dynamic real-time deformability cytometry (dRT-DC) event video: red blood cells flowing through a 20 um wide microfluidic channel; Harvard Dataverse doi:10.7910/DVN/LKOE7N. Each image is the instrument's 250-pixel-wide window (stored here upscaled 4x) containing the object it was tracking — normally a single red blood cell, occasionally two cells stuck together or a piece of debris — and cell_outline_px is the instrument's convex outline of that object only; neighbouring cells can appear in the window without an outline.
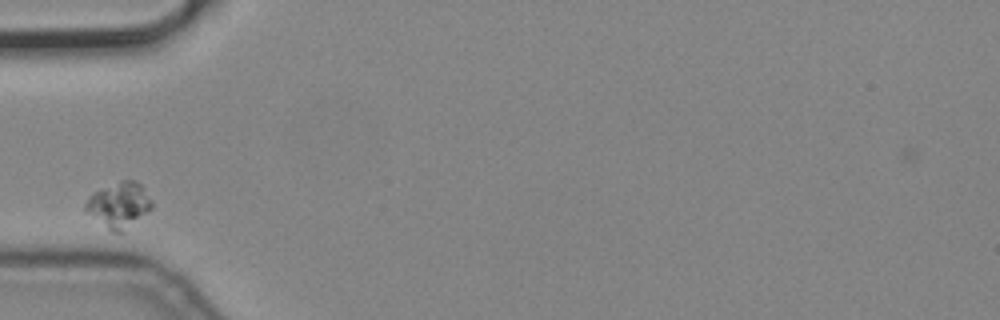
{"species": "common noctule bat (a hibernating species)", "species_latin": "Nyctalus noctula", "temperature_condition": "cold", "stored_images_in_passage": 7, "camera_frame_rate_fps": 3000, "um_per_image_px": 0.085, "animal": {"sex": "male", "body_mass_g": 19.2, "forearm_length_mm": 51.8}, "frame": {"image": 1, "passage_image": 1, "time_ms": 0.0, "image_size_px": [1000, 320], "cell_outline_px": [[152, 208], [148, 212], [120, 232], [112, 232], [84, 208], [84, 204], [92, 192], [120, 180], [136, 180], [140, 184], [152, 200]], "centroid_in_image_um": [10.12, 17.38], "position_along_channel_um": 74.9, "area_um2": 17.11}}
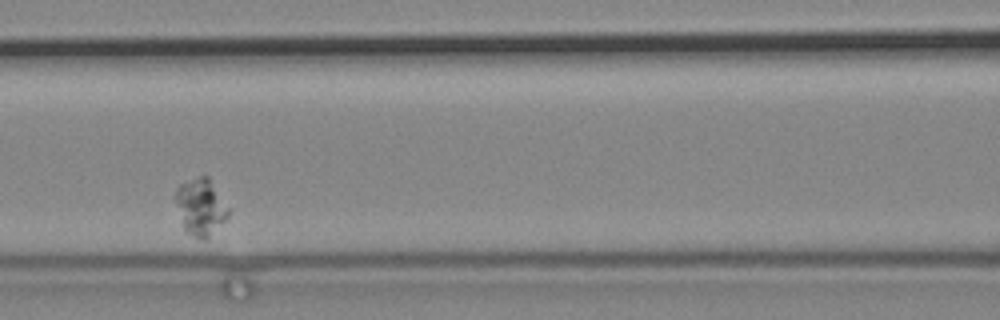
{"frame": {"image": 2, "passage_image": 3, "time_ms": 0.667, "image_size_px": [1000, 320], "cell_outline_px": [[228, 216], [204, 240], [200, 240], [184, 232], [176, 204], [176, 188], [180, 184], [200, 176], [208, 176], [228, 208]], "centroid_in_image_um": [17.01, 17.61], "position_along_channel_um": 149.6, "area_um2": 17.05}}
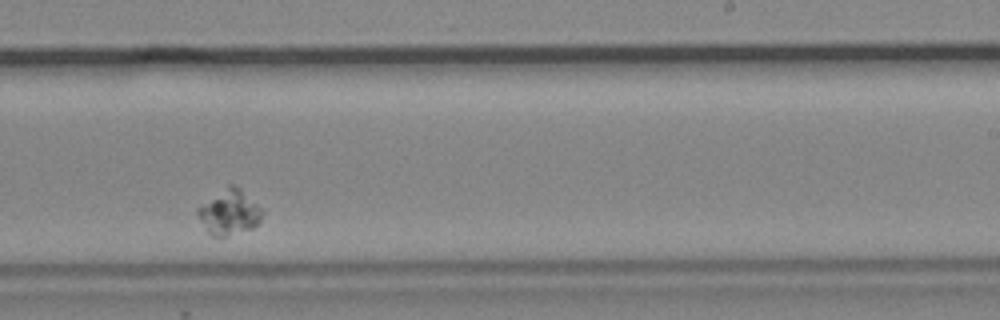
{"frame": {"image": 3, "passage_image": 6, "time_ms": 1.667, "image_size_px": [1000, 320], "cell_outline_px": [[264, 212], [260, 220], [252, 228], [224, 236], [212, 236], [208, 232], [196, 216], [196, 208], [228, 184], [236, 184]], "centroid_in_image_um": [19.45, 18.02], "position_along_channel_um": 269.6, "area_um2": 16.76}}